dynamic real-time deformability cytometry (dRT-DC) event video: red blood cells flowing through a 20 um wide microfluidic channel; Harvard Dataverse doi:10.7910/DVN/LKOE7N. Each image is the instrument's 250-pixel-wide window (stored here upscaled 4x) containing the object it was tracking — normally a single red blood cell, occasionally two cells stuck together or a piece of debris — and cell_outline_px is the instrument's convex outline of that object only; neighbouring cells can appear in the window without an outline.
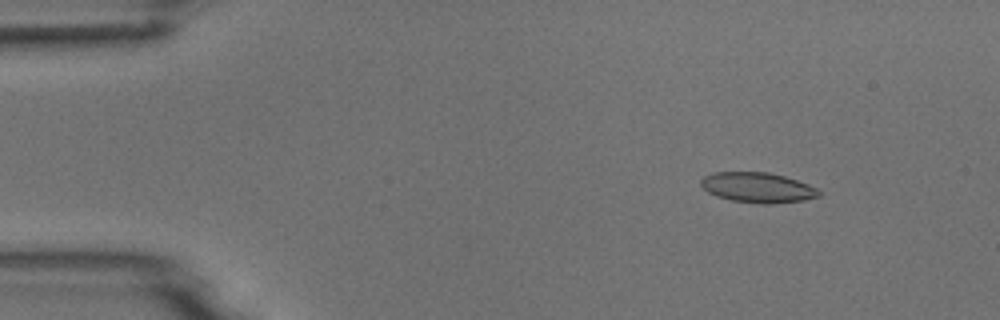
{"species": "common noctule bat (a hibernating species)", "species_latin": "Nyctalus noctula", "temperature_condition": "room temperature", "stored_images_in_passage": 6, "camera_frame_rate_fps": 3000, "um_per_image_px": 0.085, "animal": {"sex": "male", "body_mass_g": 18.8}, "frame": {"image": 1, "passage_image": 2, "time_ms": 1.0, "image_size_px": [1000, 320], "cell_outline_px": [[820, 196], [804, 200], [772, 204], [764, 204], [732, 200], [716, 196], [708, 192], [700, 184], [700, 180], [704, 176], [712, 172], [768, 172], [784, 176], [808, 184], [816, 188], [820, 192]], "centroid_in_image_um": [64.39, 15.94], "position_along_channel_um": 20.6, "area_um2": 20.69}}
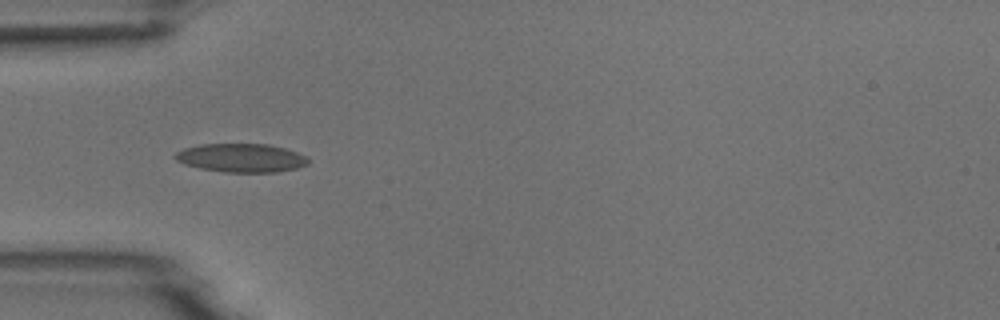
{"frame": {"image": 2, "passage_image": 5, "time_ms": 4.333, "image_size_px": [1000, 320], "cell_outline_px": [[308, 164], [296, 168], [276, 172], [224, 172], [200, 168], [184, 164], [176, 160], [172, 156], [176, 152], [184, 148], [200, 144], [268, 144], [284, 148], [296, 152], [304, 156], [308, 160]], "centroid_in_image_um": [20.46, 13.42], "position_along_channel_um": 64.5, "area_um2": 22.08}}